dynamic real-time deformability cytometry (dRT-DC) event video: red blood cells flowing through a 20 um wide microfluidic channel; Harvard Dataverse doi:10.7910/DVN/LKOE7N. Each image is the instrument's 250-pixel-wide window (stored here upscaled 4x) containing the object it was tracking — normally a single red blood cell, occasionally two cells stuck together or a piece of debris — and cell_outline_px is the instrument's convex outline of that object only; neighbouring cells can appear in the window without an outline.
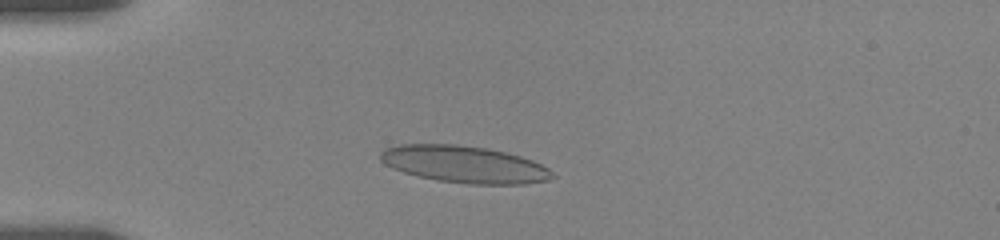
{"species": "human", "species_latin": "Homo sapiens", "temperature_condition": "room temperature", "stored_images_in_passage": 6, "camera_frame_rate_fps": 3000, "um_per_image_px": 0.085, "donor": {"sex": "female"}, "frame": {"image": 1, "passage_image": 4, "time_ms": 3.333, "image_size_px": [1000, 240], "cell_outline_px": [[556, 176], [548, 180], [524, 184], [468, 184], [440, 180], [420, 176], [404, 172], [392, 168], [384, 164], [380, 160], [380, 152], [384, 148], [400, 144], [456, 144], [488, 148], [520, 156], [532, 160], [548, 168]], "centroid_in_image_um": [39.46, 13.96], "position_along_channel_um": 45.5, "area_um2": 36.99}}
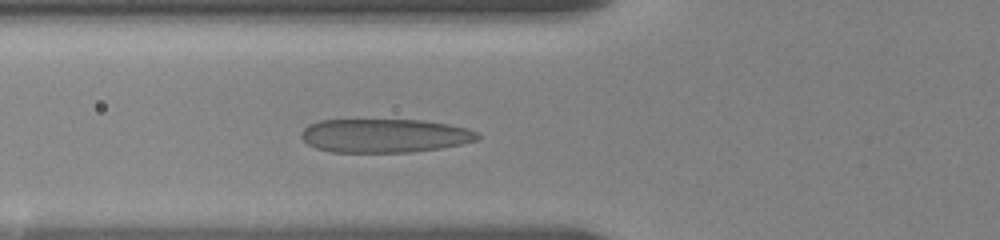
{"frame": {"image": 2, "passage_image": 6, "time_ms": 5.333, "image_size_px": [1000, 240], "cell_outline_px": [[480, 140], [440, 148], [412, 152], [332, 152], [316, 148], [308, 144], [300, 136], [300, 132], [308, 124], [320, 120], [420, 120], [448, 124], [468, 128], [480, 132]], "centroid_in_image_um": [32.71, 11.53], "position_along_channel_um": 93.1, "area_um2": 34.85}}